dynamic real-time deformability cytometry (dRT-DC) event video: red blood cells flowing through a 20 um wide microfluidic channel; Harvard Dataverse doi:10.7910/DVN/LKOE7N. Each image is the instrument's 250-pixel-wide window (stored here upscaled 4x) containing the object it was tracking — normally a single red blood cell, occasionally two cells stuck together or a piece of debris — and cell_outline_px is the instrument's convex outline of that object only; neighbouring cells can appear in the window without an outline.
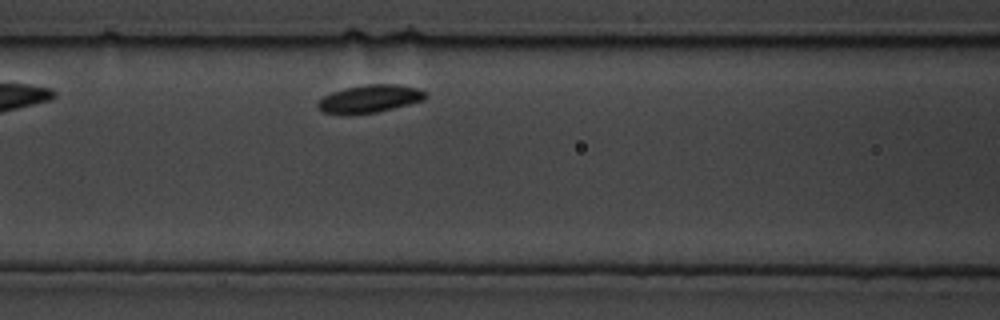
{"species": "common noctule bat (a hibernating species)", "species_latin": "Nyctalus noctula", "temperature_condition": "cold", "stored_images_in_passage": 16, "camera_frame_rate_fps": 3000, "um_per_image_px": 0.085, "animal": {"sex": "male", "body_mass_g": 19.5, "forearm_length_mm": 54.6}, "frame": {"image": 1, "passage_image": 5, "time_ms": 1.333, "image_size_px": [1000, 320], "cell_outline_px": [[428, 96], [424, 100], [376, 112], [324, 112], [316, 104], [324, 96], [332, 92], [344, 88], [368, 84], [400, 84], [416, 88], [424, 92]], "centroid_in_image_um": [31.48, 8.35], "position_along_channel_um": 135.1, "area_um2": 16.7}}
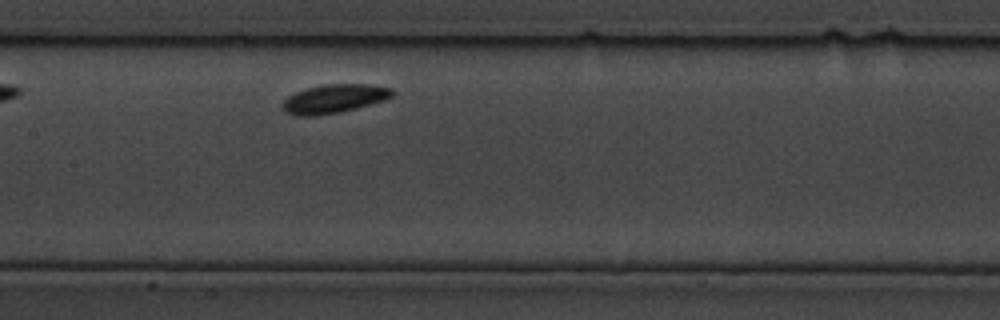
{"frame": {"image": 2, "passage_image": 7, "time_ms": 2.0, "image_size_px": [1000, 320], "cell_outline_px": [[396, 92], [392, 96], [384, 100], [356, 108], [336, 112], [312, 116], [296, 116], [284, 112], [280, 104], [288, 96], [304, 88], [324, 84], [372, 84], [392, 88]], "centroid_in_image_um": [28.38, 8.38], "position_along_channel_um": 179.0, "area_um2": 18.5}}